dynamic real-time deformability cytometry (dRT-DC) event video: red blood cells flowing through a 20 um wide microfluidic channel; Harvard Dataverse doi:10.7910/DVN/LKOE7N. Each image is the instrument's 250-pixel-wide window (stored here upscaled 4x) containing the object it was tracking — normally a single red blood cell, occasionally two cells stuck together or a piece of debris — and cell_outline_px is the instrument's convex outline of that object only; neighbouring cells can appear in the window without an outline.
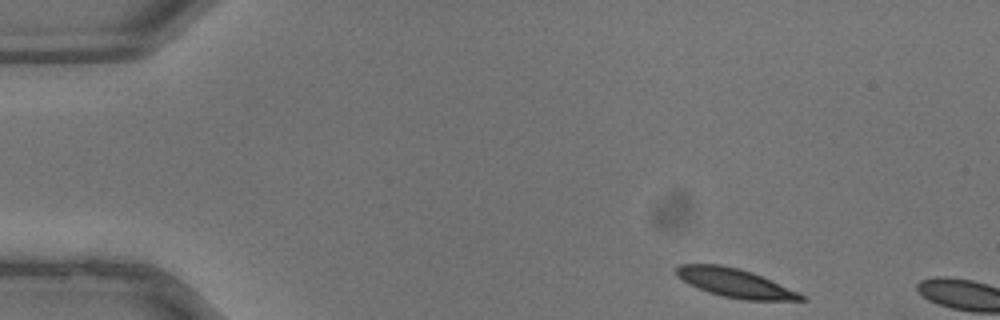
{"species": "common noctule bat (a hibernating species)", "species_latin": "Nyctalus noctula", "temperature_condition": "warm", "stored_images_in_passage": 3, "camera_frame_rate_fps": 3000, "um_per_image_px": 0.085, "animal": {"sex": "male", "body_mass_g": 13.3}, "frame": {"image": 1, "passage_image": 1, "time_ms": 0.0, "image_size_px": [1000, 320], "cell_outline_px": [[808, 300], [744, 300], [724, 296], [708, 292], [676, 276], [676, 268], [680, 264], [720, 264], [740, 268], [752, 272], [800, 292]], "centroid_in_image_um": [62.52, 24.04], "position_along_channel_um": 22.5, "area_um2": 20.69}}